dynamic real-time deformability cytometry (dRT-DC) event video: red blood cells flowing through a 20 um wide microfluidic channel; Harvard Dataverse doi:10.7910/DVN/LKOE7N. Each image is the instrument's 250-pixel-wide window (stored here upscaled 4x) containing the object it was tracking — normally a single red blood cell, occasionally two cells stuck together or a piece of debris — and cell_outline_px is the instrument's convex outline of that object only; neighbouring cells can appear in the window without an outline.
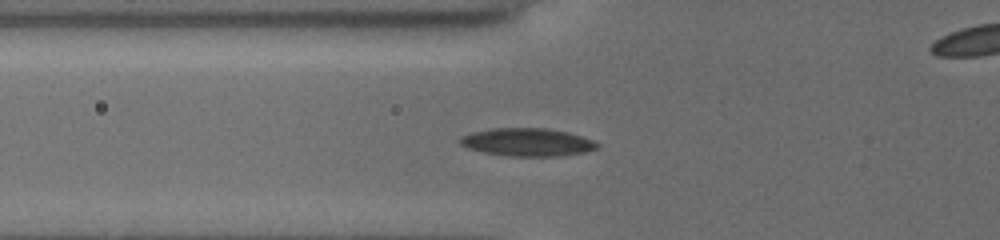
{"species": "common noctule bat (a hibernating species)", "species_latin": "Nyctalus noctula", "temperature_condition": "cold", "stored_images_in_passage": 36, "camera_frame_rate_fps": 3000, "um_per_image_px": 0.085, "animal": {"sex": "female", "body_mass_g": 19.5, "forearm_length_mm": 54.1}, "frame": {"image": 1, "passage_image": 2, "time_ms": 0.333, "image_size_px": [1000, 240], "cell_outline_px": [[600, 148], [588, 152], [560, 156], [504, 156], [484, 152], [468, 148], [460, 144], [460, 136], [472, 132], [492, 128], [548, 128], [568, 132], [592, 140], [600, 144]], "centroid_in_image_um": [44.85, 12.09], "position_along_channel_um": 80.9, "area_um2": 22.54}}
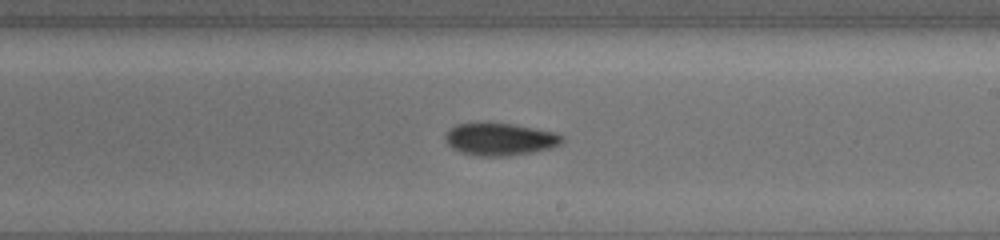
{"frame": {"image": 2, "passage_image": 15, "time_ms": 4.667, "image_size_px": [1000, 240], "cell_outline_px": [[564, 140], [560, 144], [552, 148], [532, 152], [508, 156], [476, 156], [460, 152], [452, 148], [444, 140], [444, 132], [448, 128], [456, 124], [480, 120], [512, 124], [556, 132], [564, 136]], "centroid_in_image_um": [42.43, 11.8], "position_along_channel_um": 246.6, "area_um2": 22.95}}
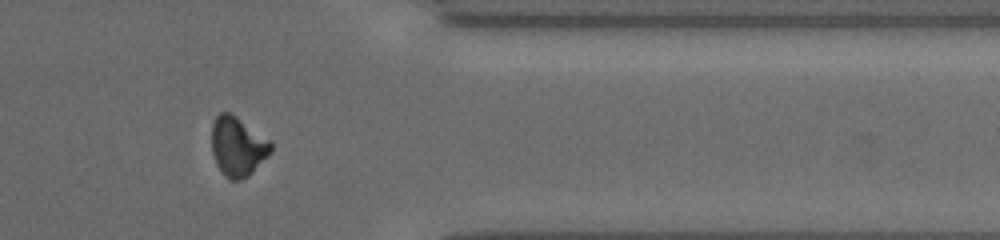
{"frame": {"image": 3, "passage_image": 27, "time_ms": 8.667, "image_size_px": [1000, 240], "cell_outline_px": [[272, 152], [248, 176], [240, 180], [232, 180], [224, 176], [216, 164], [212, 152], [212, 124], [216, 116], [220, 112], [228, 112], [236, 116], [272, 140]], "centroid_in_image_um": [20.22, 12.44], "position_along_channel_um": 391.2, "area_um2": 20.69}, "authors_computed_cell_mechanics": {"area_um2": 21.7906, "velocity_mm_per_s": 3.8284, "shape_relaxation_time_tau1_ms": 4.5942, "shape_relaxation_time_tau2_ms": null, "deformation_change_tau1": 0.1504, "deformation_change_tau2": null}}